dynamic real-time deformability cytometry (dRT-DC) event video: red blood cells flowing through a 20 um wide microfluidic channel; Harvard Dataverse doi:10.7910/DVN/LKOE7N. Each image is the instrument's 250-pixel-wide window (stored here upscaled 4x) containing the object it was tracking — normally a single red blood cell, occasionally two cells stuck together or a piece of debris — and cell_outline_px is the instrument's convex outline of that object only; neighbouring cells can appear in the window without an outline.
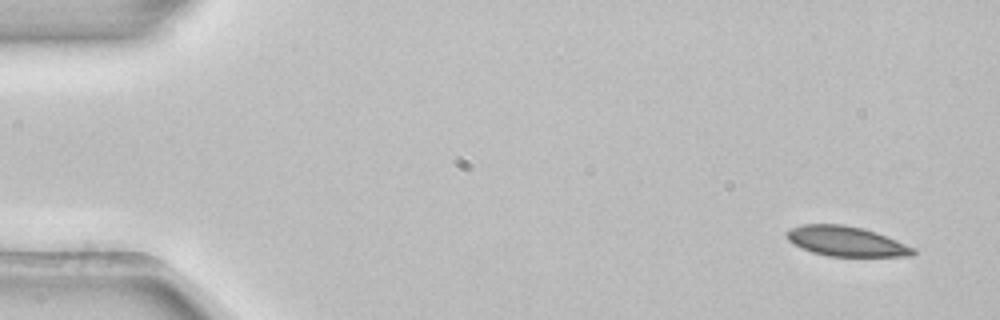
{"species": "common noctule bat (a hibernating species)", "species_latin": "Nyctalus noctula", "temperature_condition": "room temperature", "stored_images_in_passage": 5, "segment_of_instrument_passage": [2, 2], "camera_frame_rate_fps": 3000, "um_per_image_px": 0.085, "animal": {"sex": "female", "body_mass_g": 22.7, "forearm_length_mm": 54.2}, "frame": {"image": 1, "passage_image": 5, "time_ms": 1.333, "image_size_px": [1000, 320], "cell_outline_px": [[916, 252], [912, 256], [828, 256], [812, 252], [788, 240], [784, 236], [784, 232], [788, 228], [800, 224], [844, 224], [864, 228], [876, 232], [916, 248]], "centroid_in_image_um": [71.9, 20.49], "position_along_channel_um": 13.1, "area_um2": 22.2}}